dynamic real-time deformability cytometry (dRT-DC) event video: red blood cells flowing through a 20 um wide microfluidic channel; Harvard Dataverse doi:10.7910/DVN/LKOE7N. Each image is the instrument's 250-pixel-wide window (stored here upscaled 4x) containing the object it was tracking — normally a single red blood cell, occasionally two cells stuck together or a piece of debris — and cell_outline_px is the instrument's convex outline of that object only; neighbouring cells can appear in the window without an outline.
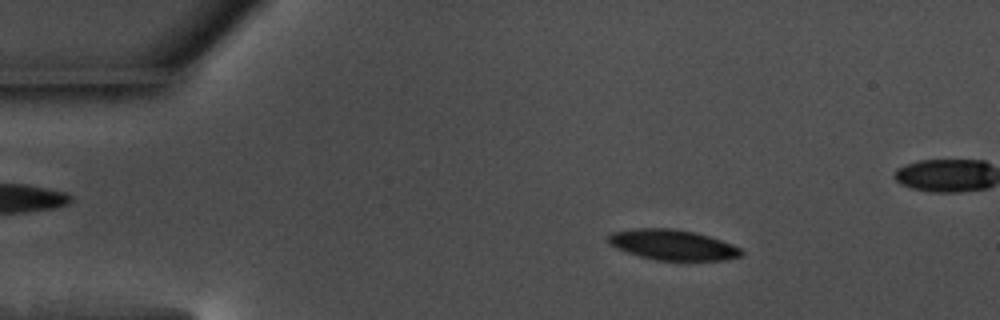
{"species": "common noctule bat (a hibernating species)", "species_latin": "Nyctalus noctula", "temperature_condition": "warm", "stored_images_in_passage": 52, "camera_frame_rate_fps": 3000, "um_per_image_px": 0.085, "animal": {"sex": "male", "body_mass_g": 17.5, "forearm_length_mm": 52.3}, "frame": {"image": 1, "passage_image": 9, "time_ms": 2.667, "image_size_px": [1000, 320], "cell_outline_px": [[744, 252], [740, 256], [724, 260], [656, 260], [640, 256], [616, 248], [608, 244], [608, 236], [612, 232], [636, 228], [672, 228], [696, 232], [732, 244], [740, 248]], "centroid_in_image_um": [57.16, 20.8], "position_along_channel_um": 27.8, "area_um2": 23.47}}
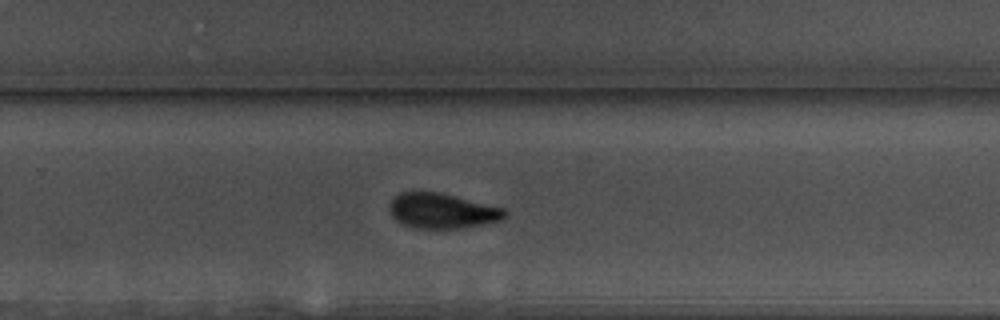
{"frame": {"image": 2, "passage_image": 36, "time_ms": 11.667, "image_size_px": [1000, 320], "cell_outline_px": [[508, 216], [504, 220], [460, 228], [416, 228], [404, 224], [396, 220], [392, 216], [388, 208], [388, 204], [400, 192], [440, 192], [504, 208], [508, 212]], "centroid_in_image_um": [37.6, 17.92], "position_along_channel_um": 292.2, "area_um2": 23.64}}
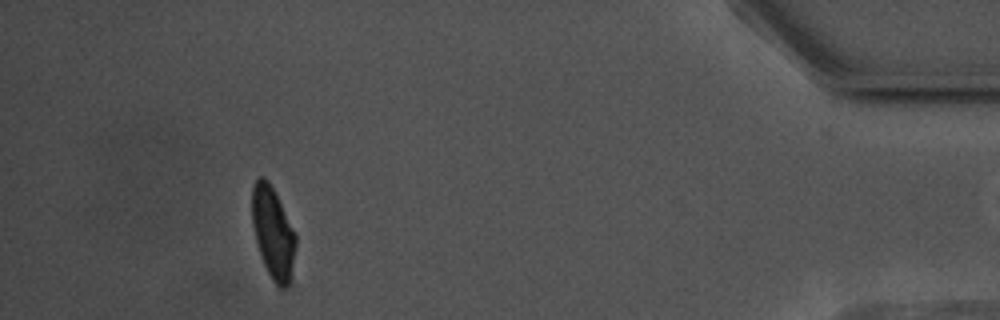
{"frame": {"image": 3, "passage_image": 51, "time_ms": 16.667, "image_size_px": [1000, 320], "cell_outline_px": [[296, 244], [288, 284], [284, 288], [280, 288], [272, 280], [264, 264], [256, 240], [252, 220], [252, 184], [260, 176], [264, 176], [268, 180], [296, 236]], "centroid_in_image_um": [23.17, 19.75], "position_along_channel_um": 412.0, "area_um2": 22.48}}